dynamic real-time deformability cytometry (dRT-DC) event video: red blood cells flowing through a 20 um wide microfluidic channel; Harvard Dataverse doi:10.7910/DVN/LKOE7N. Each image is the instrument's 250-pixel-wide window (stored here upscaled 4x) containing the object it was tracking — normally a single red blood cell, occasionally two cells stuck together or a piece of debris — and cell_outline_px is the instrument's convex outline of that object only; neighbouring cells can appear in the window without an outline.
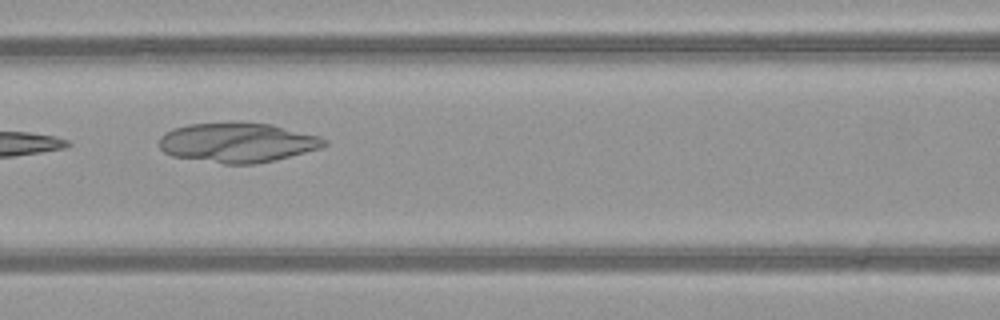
{"species": "common noctule bat (a hibernating species)", "species_latin": "Nyctalus noctula", "temperature_condition": "warm", "stored_images_in_passage": 4, "camera_frame_rate_fps": 3000, "um_per_image_px": 0.085, "animal": {"sex": "female", "body_mass_g": 21.9}, "frame": {"image": 1, "passage_image": 4, "time_ms": 1.0, "image_size_px": [1000, 320], "cell_outline_px": [[328, 144], [320, 148], [276, 160], [256, 164], [224, 164], [172, 156], [164, 152], [160, 148], [160, 136], [164, 132], [172, 128], [188, 124], [272, 124], [320, 136], [328, 140]], "centroid_in_image_um": [20.2, 12.14], "position_along_channel_um": 146.4, "area_um2": 37.8}}